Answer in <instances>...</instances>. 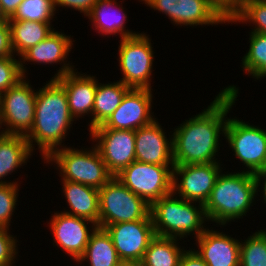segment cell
<instances>
[{
  "label": "cell",
  "mask_w": 266,
  "mask_h": 266,
  "mask_svg": "<svg viewBox=\"0 0 266 266\" xmlns=\"http://www.w3.org/2000/svg\"><path fill=\"white\" fill-rule=\"evenodd\" d=\"M153 91L151 89L131 88L123 97L121 104L108 120L96 128L116 130H134L150 124L156 119L153 108Z\"/></svg>",
  "instance_id": "cell-17"
},
{
  "label": "cell",
  "mask_w": 266,
  "mask_h": 266,
  "mask_svg": "<svg viewBox=\"0 0 266 266\" xmlns=\"http://www.w3.org/2000/svg\"><path fill=\"white\" fill-rule=\"evenodd\" d=\"M181 239L155 236L141 261L145 266H179L186 245ZM181 245H180V244ZM182 246V247H181Z\"/></svg>",
  "instance_id": "cell-27"
},
{
  "label": "cell",
  "mask_w": 266,
  "mask_h": 266,
  "mask_svg": "<svg viewBox=\"0 0 266 266\" xmlns=\"http://www.w3.org/2000/svg\"><path fill=\"white\" fill-rule=\"evenodd\" d=\"M118 67L120 81L133 89H152L154 46L147 32L118 40Z\"/></svg>",
  "instance_id": "cell-7"
},
{
  "label": "cell",
  "mask_w": 266,
  "mask_h": 266,
  "mask_svg": "<svg viewBox=\"0 0 266 266\" xmlns=\"http://www.w3.org/2000/svg\"><path fill=\"white\" fill-rule=\"evenodd\" d=\"M240 266H266V228L240 238Z\"/></svg>",
  "instance_id": "cell-30"
},
{
  "label": "cell",
  "mask_w": 266,
  "mask_h": 266,
  "mask_svg": "<svg viewBox=\"0 0 266 266\" xmlns=\"http://www.w3.org/2000/svg\"><path fill=\"white\" fill-rule=\"evenodd\" d=\"M97 2L98 0H53V6L55 12L57 11L56 13H59V7L69 8L71 9V12L72 10L78 11L85 16L84 18H86Z\"/></svg>",
  "instance_id": "cell-35"
},
{
  "label": "cell",
  "mask_w": 266,
  "mask_h": 266,
  "mask_svg": "<svg viewBox=\"0 0 266 266\" xmlns=\"http://www.w3.org/2000/svg\"><path fill=\"white\" fill-rule=\"evenodd\" d=\"M158 121L157 117L150 124L135 131L136 161L174 166L172 132H168L167 135L166 128L162 127V124Z\"/></svg>",
  "instance_id": "cell-18"
},
{
  "label": "cell",
  "mask_w": 266,
  "mask_h": 266,
  "mask_svg": "<svg viewBox=\"0 0 266 266\" xmlns=\"http://www.w3.org/2000/svg\"><path fill=\"white\" fill-rule=\"evenodd\" d=\"M67 207L61 212L99 224V189L77 182L60 180ZM66 209V210H65ZM70 209V210H69Z\"/></svg>",
  "instance_id": "cell-23"
},
{
  "label": "cell",
  "mask_w": 266,
  "mask_h": 266,
  "mask_svg": "<svg viewBox=\"0 0 266 266\" xmlns=\"http://www.w3.org/2000/svg\"><path fill=\"white\" fill-rule=\"evenodd\" d=\"M225 15V0H209Z\"/></svg>",
  "instance_id": "cell-41"
},
{
  "label": "cell",
  "mask_w": 266,
  "mask_h": 266,
  "mask_svg": "<svg viewBox=\"0 0 266 266\" xmlns=\"http://www.w3.org/2000/svg\"><path fill=\"white\" fill-rule=\"evenodd\" d=\"M246 0H225V16L229 18Z\"/></svg>",
  "instance_id": "cell-40"
},
{
  "label": "cell",
  "mask_w": 266,
  "mask_h": 266,
  "mask_svg": "<svg viewBox=\"0 0 266 266\" xmlns=\"http://www.w3.org/2000/svg\"><path fill=\"white\" fill-rule=\"evenodd\" d=\"M54 18L57 19L53 0H23L9 20L52 23Z\"/></svg>",
  "instance_id": "cell-31"
},
{
  "label": "cell",
  "mask_w": 266,
  "mask_h": 266,
  "mask_svg": "<svg viewBox=\"0 0 266 266\" xmlns=\"http://www.w3.org/2000/svg\"><path fill=\"white\" fill-rule=\"evenodd\" d=\"M11 230L8 227H0V266H16L18 258L21 257L18 249L20 240Z\"/></svg>",
  "instance_id": "cell-33"
},
{
  "label": "cell",
  "mask_w": 266,
  "mask_h": 266,
  "mask_svg": "<svg viewBox=\"0 0 266 266\" xmlns=\"http://www.w3.org/2000/svg\"><path fill=\"white\" fill-rule=\"evenodd\" d=\"M151 206L118 179L112 177L99 189V228L152 218Z\"/></svg>",
  "instance_id": "cell-8"
},
{
  "label": "cell",
  "mask_w": 266,
  "mask_h": 266,
  "mask_svg": "<svg viewBox=\"0 0 266 266\" xmlns=\"http://www.w3.org/2000/svg\"><path fill=\"white\" fill-rule=\"evenodd\" d=\"M76 40L73 39V36L65 34L62 30H54L51 35L40 43L34 45L28 49L20 57V65L22 75L28 77L30 73L26 65H53L56 66L59 64L60 67L56 68V73L52 75L51 79H56L62 75L73 72L79 68L72 64L71 61H68V57L73 48H75ZM74 46V47H73ZM28 62V64H27ZM29 74V75H28Z\"/></svg>",
  "instance_id": "cell-13"
},
{
  "label": "cell",
  "mask_w": 266,
  "mask_h": 266,
  "mask_svg": "<svg viewBox=\"0 0 266 266\" xmlns=\"http://www.w3.org/2000/svg\"><path fill=\"white\" fill-rule=\"evenodd\" d=\"M135 266H145V265L141 262H138V263H135Z\"/></svg>",
  "instance_id": "cell-44"
},
{
  "label": "cell",
  "mask_w": 266,
  "mask_h": 266,
  "mask_svg": "<svg viewBox=\"0 0 266 266\" xmlns=\"http://www.w3.org/2000/svg\"><path fill=\"white\" fill-rule=\"evenodd\" d=\"M173 167L134 161L115 178L151 206L172 193Z\"/></svg>",
  "instance_id": "cell-11"
},
{
  "label": "cell",
  "mask_w": 266,
  "mask_h": 266,
  "mask_svg": "<svg viewBox=\"0 0 266 266\" xmlns=\"http://www.w3.org/2000/svg\"><path fill=\"white\" fill-rule=\"evenodd\" d=\"M239 87L235 84L220 88V92L198 114L192 115L172 129L174 166L222 163L220 147L225 137L228 113L236 106ZM235 105V106H234ZM221 137H223L221 139ZM217 157V158H216ZM219 158V159H218ZM218 159V160H217Z\"/></svg>",
  "instance_id": "cell-1"
},
{
  "label": "cell",
  "mask_w": 266,
  "mask_h": 266,
  "mask_svg": "<svg viewBox=\"0 0 266 266\" xmlns=\"http://www.w3.org/2000/svg\"><path fill=\"white\" fill-rule=\"evenodd\" d=\"M121 262L110 235L105 229L97 227L89 238L84 254L76 264L78 266L79 264L80 266L84 264L85 266H117Z\"/></svg>",
  "instance_id": "cell-26"
},
{
  "label": "cell",
  "mask_w": 266,
  "mask_h": 266,
  "mask_svg": "<svg viewBox=\"0 0 266 266\" xmlns=\"http://www.w3.org/2000/svg\"><path fill=\"white\" fill-rule=\"evenodd\" d=\"M122 262H141L150 241L156 236L152 218L120 222L104 228Z\"/></svg>",
  "instance_id": "cell-16"
},
{
  "label": "cell",
  "mask_w": 266,
  "mask_h": 266,
  "mask_svg": "<svg viewBox=\"0 0 266 266\" xmlns=\"http://www.w3.org/2000/svg\"><path fill=\"white\" fill-rule=\"evenodd\" d=\"M33 153L25 136L0 133V184H21V177L11 181L9 176L23 169Z\"/></svg>",
  "instance_id": "cell-22"
},
{
  "label": "cell",
  "mask_w": 266,
  "mask_h": 266,
  "mask_svg": "<svg viewBox=\"0 0 266 266\" xmlns=\"http://www.w3.org/2000/svg\"><path fill=\"white\" fill-rule=\"evenodd\" d=\"M23 78L20 58L17 56L0 57V94L15 86Z\"/></svg>",
  "instance_id": "cell-34"
},
{
  "label": "cell",
  "mask_w": 266,
  "mask_h": 266,
  "mask_svg": "<svg viewBox=\"0 0 266 266\" xmlns=\"http://www.w3.org/2000/svg\"><path fill=\"white\" fill-rule=\"evenodd\" d=\"M87 73L75 70L56 78V80L65 89L72 117L76 121L80 119L84 120V118L90 119L87 129L91 131V117L97 87V77ZM87 116L88 118H86Z\"/></svg>",
  "instance_id": "cell-20"
},
{
  "label": "cell",
  "mask_w": 266,
  "mask_h": 266,
  "mask_svg": "<svg viewBox=\"0 0 266 266\" xmlns=\"http://www.w3.org/2000/svg\"><path fill=\"white\" fill-rule=\"evenodd\" d=\"M131 88L120 80L100 83L97 79V87L91 117V130L103 125L111 114L118 108L125 94Z\"/></svg>",
  "instance_id": "cell-24"
},
{
  "label": "cell",
  "mask_w": 266,
  "mask_h": 266,
  "mask_svg": "<svg viewBox=\"0 0 266 266\" xmlns=\"http://www.w3.org/2000/svg\"><path fill=\"white\" fill-rule=\"evenodd\" d=\"M53 213L47 223L53 236L52 245L58 248L56 250L60 248L76 263L84 254L89 238L98 225L88 219L65 214L61 210Z\"/></svg>",
  "instance_id": "cell-15"
},
{
  "label": "cell",
  "mask_w": 266,
  "mask_h": 266,
  "mask_svg": "<svg viewBox=\"0 0 266 266\" xmlns=\"http://www.w3.org/2000/svg\"><path fill=\"white\" fill-rule=\"evenodd\" d=\"M249 48L242 57L241 71L254 81L266 78V34L248 32Z\"/></svg>",
  "instance_id": "cell-28"
},
{
  "label": "cell",
  "mask_w": 266,
  "mask_h": 266,
  "mask_svg": "<svg viewBox=\"0 0 266 266\" xmlns=\"http://www.w3.org/2000/svg\"><path fill=\"white\" fill-rule=\"evenodd\" d=\"M117 266H135V263L134 262H121Z\"/></svg>",
  "instance_id": "cell-43"
},
{
  "label": "cell",
  "mask_w": 266,
  "mask_h": 266,
  "mask_svg": "<svg viewBox=\"0 0 266 266\" xmlns=\"http://www.w3.org/2000/svg\"><path fill=\"white\" fill-rule=\"evenodd\" d=\"M8 23L13 53L18 58L28 49L46 39L55 30L52 23L46 22L8 20Z\"/></svg>",
  "instance_id": "cell-25"
},
{
  "label": "cell",
  "mask_w": 266,
  "mask_h": 266,
  "mask_svg": "<svg viewBox=\"0 0 266 266\" xmlns=\"http://www.w3.org/2000/svg\"><path fill=\"white\" fill-rule=\"evenodd\" d=\"M150 214L155 235L160 237L189 242L188 236L196 239L210 226L203 204L182 199L173 192L155 201Z\"/></svg>",
  "instance_id": "cell-4"
},
{
  "label": "cell",
  "mask_w": 266,
  "mask_h": 266,
  "mask_svg": "<svg viewBox=\"0 0 266 266\" xmlns=\"http://www.w3.org/2000/svg\"><path fill=\"white\" fill-rule=\"evenodd\" d=\"M256 182H257V201L262 200V203L266 206V172H261L256 174ZM258 196H260L261 199H259Z\"/></svg>",
  "instance_id": "cell-38"
},
{
  "label": "cell",
  "mask_w": 266,
  "mask_h": 266,
  "mask_svg": "<svg viewBox=\"0 0 266 266\" xmlns=\"http://www.w3.org/2000/svg\"><path fill=\"white\" fill-rule=\"evenodd\" d=\"M15 56L11 43V32L8 21L0 22V57Z\"/></svg>",
  "instance_id": "cell-36"
},
{
  "label": "cell",
  "mask_w": 266,
  "mask_h": 266,
  "mask_svg": "<svg viewBox=\"0 0 266 266\" xmlns=\"http://www.w3.org/2000/svg\"><path fill=\"white\" fill-rule=\"evenodd\" d=\"M248 24L250 32L266 34V1L246 0L227 18V24ZM239 23V24H238Z\"/></svg>",
  "instance_id": "cell-29"
},
{
  "label": "cell",
  "mask_w": 266,
  "mask_h": 266,
  "mask_svg": "<svg viewBox=\"0 0 266 266\" xmlns=\"http://www.w3.org/2000/svg\"><path fill=\"white\" fill-rule=\"evenodd\" d=\"M8 20L9 19L4 15V11L2 9L1 0H0V22Z\"/></svg>",
  "instance_id": "cell-42"
},
{
  "label": "cell",
  "mask_w": 266,
  "mask_h": 266,
  "mask_svg": "<svg viewBox=\"0 0 266 266\" xmlns=\"http://www.w3.org/2000/svg\"><path fill=\"white\" fill-rule=\"evenodd\" d=\"M191 247L192 248L187 247L189 249L187 250L186 248L183 252L179 261V266H208L207 263L195 250L196 247H193V244Z\"/></svg>",
  "instance_id": "cell-37"
},
{
  "label": "cell",
  "mask_w": 266,
  "mask_h": 266,
  "mask_svg": "<svg viewBox=\"0 0 266 266\" xmlns=\"http://www.w3.org/2000/svg\"><path fill=\"white\" fill-rule=\"evenodd\" d=\"M36 95L37 88L31 85L28 77L0 94V133L26 136L30 132Z\"/></svg>",
  "instance_id": "cell-9"
},
{
  "label": "cell",
  "mask_w": 266,
  "mask_h": 266,
  "mask_svg": "<svg viewBox=\"0 0 266 266\" xmlns=\"http://www.w3.org/2000/svg\"><path fill=\"white\" fill-rule=\"evenodd\" d=\"M223 171L217 177L204 208L210 225L224 228L248 217L247 213L257 202V182L256 174L241 169L240 172Z\"/></svg>",
  "instance_id": "cell-3"
},
{
  "label": "cell",
  "mask_w": 266,
  "mask_h": 266,
  "mask_svg": "<svg viewBox=\"0 0 266 266\" xmlns=\"http://www.w3.org/2000/svg\"><path fill=\"white\" fill-rule=\"evenodd\" d=\"M22 1L23 0H1L4 15L8 19L11 18Z\"/></svg>",
  "instance_id": "cell-39"
},
{
  "label": "cell",
  "mask_w": 266,
  "mask_h": 266,
  "mask_svg": "<svg viewBox=\"0 0 266 266\" xmlns=\"http://www.w3.org/2000/svg\"><path fill=\"white\" fill-rule=\"evenodd\" d=\"M223 166V167H222ZM223 163H201L173 167L172 192L182 199L205 205L222 170Z\"/></svg>",
  "instance_id": "cell-12"
},
{
  "label": "cell",
  "mask_w": 266,
  "mask_h": 266,
  "mask_svg": "<svg viewBox=\"0 0 266 266\" xmlns=\"http://www.w3.org/2000/svg\"><path fill=\"white\" fill-rule=\"evenodd\" d=\"M37 88L34 122L25 138L44 161L54 150L67 146L64 141L76 120L71 115L65 89L56 79L50 78Z\"/></svg>",
  "instance_id": "cell-2"
},
{
  "label": "cell",
  "mask_w": 266,
  "mask_h": 266,
  "mask_svg": "<svg viewBox=\"0 0 266 266\" xmlns=\"http://www.w3.org/2000/svg\"><path fill=\"white\" fill-rule=\"evenodd\" d=\"M151 10L165 14L178 27L219 26L227 17L209 0H141Z\"/></svg>",
  "instance_id": "cell-10"
},
{
  "label": "cell",
  "mask_w": 266,
  "mask_h": 266,
  "mask_svg": "<svg viewBox=\"0 0 266 266\" xmlns=\"http://www.w3.org/2000/svg\"><path fill=\"white\" fill-rule=\"evenodd\" d=\"M57 171L60 180L72 181L97 189L102 188L113 176L108 172L94 145L79 149L72 145L54 150L42 163ZM49 166H48V165Z\"/></svg>",
  "instance_id": "cell-5"
},
{
  "label": "cell",
  "mask_w": 266,
  "mask_h": 266,
  "mask_svg": "<svg viewBox=\"0 0 266 266\" xmlns=\"http://www.w3.org/2000/svg\"><path fill=\"white\" fill-rule=\"evenodd\" d=\"M230 116L224 139L229 151L233 152L232 156L240 160L241 171L253 174L266 172V130L260 125Z\"/></svg>",
  "instance_id": "cell-6"
},
{
  "label": "cell",
  "mask_w": 266,
  "mask_h": 266,
  "mask_svg": "<svg viewBox=\"0 0 266 266\" xmlns=\"http://www.w3.org/2000/svg\"><path fill=\"white\" fill-rule=\"evenodd\" d=\"M88 134L113 177L136 161L134 130L94 128Z\"/></svg>",
  "instance_id": "cell-14"
},
{
  "label": "cell",
  "mask_w": 266,
  "mask_h": 266,
  "mask_svg": "<svg viewBox=\"0 0 266 266\" xmlns=\"http://www.w3.org/2000/svg\"><path fill=\"white\" fill-rule=\"evenodd\" d=\"M223 231L208 227L193 240L195 250L208 266H240V240Z\"/></svg>",
  "instance_id": "cell-19"
},
{
  "label": "cell",
  "mask_w": 266,
  "mask_h": 266,
  "mask_svg": "<svg viewBox=\"0 0 266 266\" xmlns=\"http://www.w3.org/2000/svg\"><path fill=\"white\" fill-rule=\"evenodd\" d=\"M98 0V2L94 5L91 12L86 16L88 17V21H90L89 25L91 30L98 33V36H102V38L110 36H119L120 40L123 38L134 37L140 33L130 30L127 26L126 22H128L129 15L126 14V8L123 7L122 4L124 0ZM141 2V0H136ZM129 29V30H128Z\"/></svg>",
  "instance_id": "cell-21"
},
{
  "label": "cell",
  "mask_w": 266,
  "mask_h": 266,
  "mask_svg": "<svg viewBox=\"0 0 266 266\" xmlns=\"http://www.w3.org/2000/svg\"><path fill=\"white\" fill-rule=\"evenodd\" d=\"M20 187V184H0V227L13 229L11 223H14Z\"/></svg>",
  "instance_id": "cell-32"
}]
</instances>
